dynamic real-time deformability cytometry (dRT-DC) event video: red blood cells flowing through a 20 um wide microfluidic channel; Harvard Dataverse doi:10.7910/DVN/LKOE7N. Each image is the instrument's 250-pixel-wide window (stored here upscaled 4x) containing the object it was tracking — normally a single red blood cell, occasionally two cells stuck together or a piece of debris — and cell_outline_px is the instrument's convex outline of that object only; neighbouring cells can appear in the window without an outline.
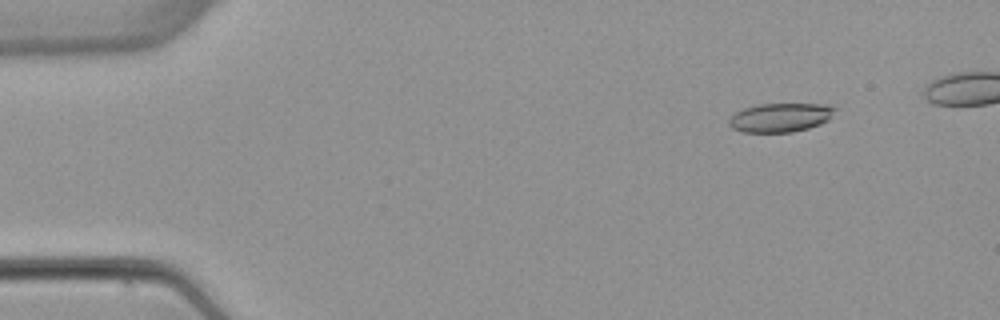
{"species": "common noctule bat (a hibernating species)", "species_latin": "Nyctalus noctula", "temperature_condition": "warm", "stored_images_in_passage": 5, "camera_frame_rate_fps": 3000, "um_per_image_px": 0.085, "animal": {"sex": "female", "body_mass_g": 22.7, "forearm_length_mm": 54.2}, "frame": {"image": 1, "passage_image": 5, "time_ms": 5.0, "image_size_px": [1000, 320], "cell_outline_px": [[836, 108], [832, 116], [828, 120], [820, 124], [808, 128], [792, 132], [740, 132], [732, 128], [728, 124], [728, 120], [736, 112], [744, 108], [756, 104], [828, 104]], "centroid_in_image_um": [66.32, 9.99], "position_along_channel_um": 18.7, "area_um2": 17.92}}